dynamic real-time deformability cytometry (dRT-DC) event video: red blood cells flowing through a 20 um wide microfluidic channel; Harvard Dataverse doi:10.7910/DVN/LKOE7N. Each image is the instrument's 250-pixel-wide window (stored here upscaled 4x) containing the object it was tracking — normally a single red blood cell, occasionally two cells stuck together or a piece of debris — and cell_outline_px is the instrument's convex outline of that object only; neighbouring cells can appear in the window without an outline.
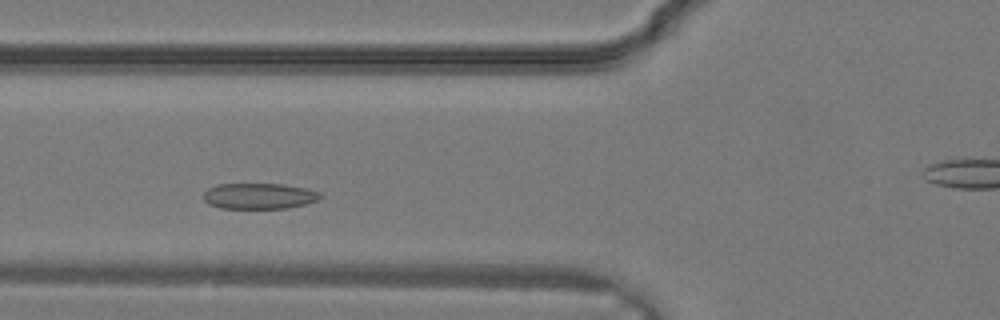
{"species": "common noctule bat (a hibernating species)", "species_latin": "Nyctalus noctula", "temperature_condition": "warm", "stored_images_in_passage": 23, "camera_frame_rate_fps": 3000, "um_per_image_px": 0.085, "animal": {"sex": "male", "body_mass_g": 19.2, "forearm_length_mm": 51.8}, "frame": {"image": 1, "passage_image": 7, "time_ms": 2.0, "image_size_px": [1000, 320], "cell_outline_px": [[324, 196], [316, 200], [304, 204], [288, 208], [220, 208], [208, 204], [204, 200], [204, 192], [208, 188], [216, 184], [284, 184], [304, 188], [320, 192]], "centroid_in_image_um": [22.01, 16.66], "position_along_channel_um": 103.8, "area_um2": 17.57}}
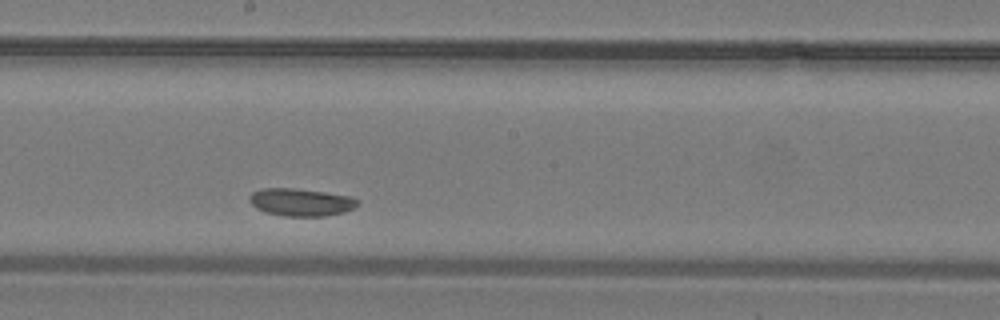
{"frame": {"image": 2, "passage_image": 13, "time_ms": 4.0, "image_size_px": [1000, 320], "cell_outline_px": [[360, 200], [356, 208], [344, 212], [328, 216], [284, 216], [264, 212], [256, 208], [248, 200], [248, 196], [252, 192], [260, 188], [296, 188], [352, 196]], "centroid_in_image_um": [25.59, 17.18], "position_along_channel_um": 222.6, "area_um2": 17.74}}
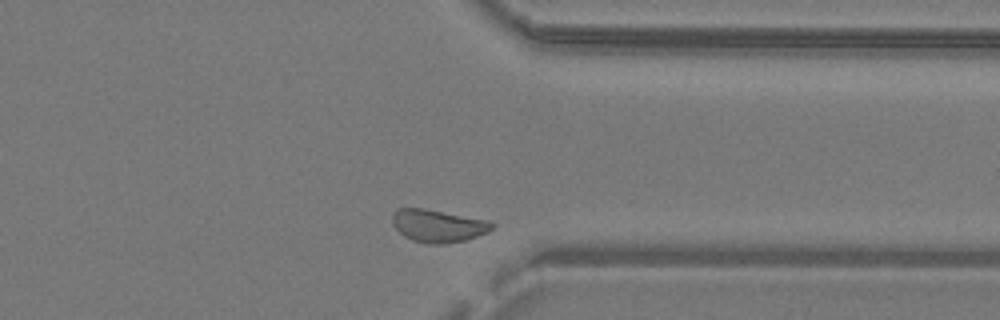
{"frame": {"image": 3, "passage_image": 21, "time_ms": 6.667, "image_size_px": [1000, 320], "cell_outline_px": [[496, 224], [488, 232], [468, 240], [440, 244], [428, 244], [412, 240], [404, 236], [392, 224], [392, 212], [396, 208], [424, 208], [488, 220]], "centroid_in_image_um": [37.23, 19.19], "position_along_channel_um": 374.2, "area_um2": 19.13}}